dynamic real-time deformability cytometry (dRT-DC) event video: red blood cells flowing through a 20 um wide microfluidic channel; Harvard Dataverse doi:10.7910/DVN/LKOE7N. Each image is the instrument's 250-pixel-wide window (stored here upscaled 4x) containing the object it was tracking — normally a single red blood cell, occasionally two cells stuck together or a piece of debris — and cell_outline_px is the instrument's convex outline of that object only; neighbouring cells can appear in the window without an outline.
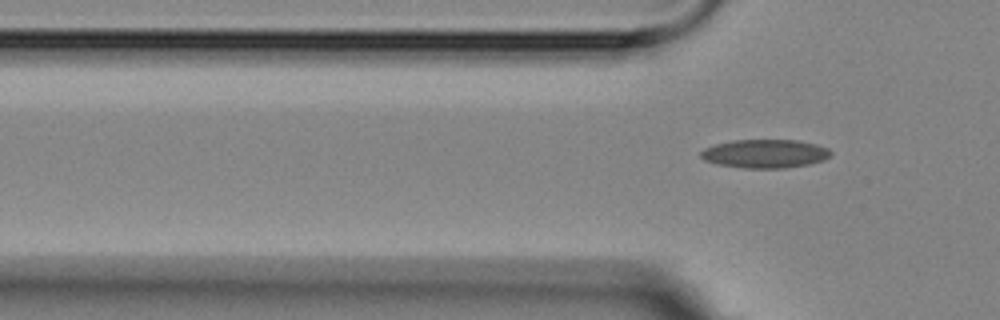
{"species": "Egyptian fruit bat (a non-hibernating species)", "species_latin": "Rousettus aegyptiacus", "temperature_condition": "room temperature", "stored_images_in_passage": 5, "camera_frame_rate_fps": 3000, "um_per_image_px": 0.085, "animal": {"sex": "female"}, "frame": {"image": 1, "passage_image": 5, "time_ms": 7.333, "image_size_px": [1000, 320], "cell_outline_px": [[832, 156], [824, 160], [808, 164], [784, 168], [744, 168], [720, 164], [704, 160], [700, 156], [700, 152], [704, 148], [716, 144], [732, 140], [796, 140], [816, 144], [828, 148], [832, 152]], "centroid_in_image_um": [65.05, 13.06], "position_along_channel_um": 60.8, "area_um2": 21.62}}